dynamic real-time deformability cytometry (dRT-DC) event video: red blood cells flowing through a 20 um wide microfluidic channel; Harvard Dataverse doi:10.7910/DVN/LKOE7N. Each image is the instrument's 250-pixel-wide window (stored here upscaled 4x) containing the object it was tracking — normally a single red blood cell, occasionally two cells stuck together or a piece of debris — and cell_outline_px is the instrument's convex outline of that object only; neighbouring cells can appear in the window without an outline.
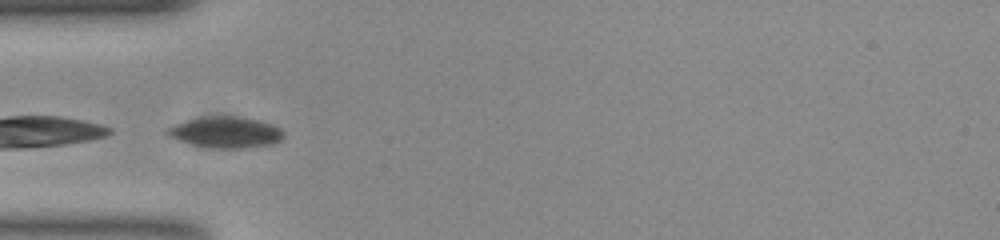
{"species": "common noctule bat (a hibernating species)", "species_latin": "Nyctalus noctula", "temperature_condition": "room temperature", "stored_images_in_passage": 40, "camera_frame_rate_fps": 3000, "um_per_image_px": 0.085, "animal": {"sex": "female", "body_mass_g": 23.0, "forearm_length_mm": 53.4}, "frame": {"image": 1, "passage_image": 1, "time_ms": 0.0, "image_size_px": [1000, 240], "cell_outline_px": [[284, 136], [280, 140], [272, 144], [244, 148], [220, 148], [192, 144], [168, 136], [164, 132], [168, 128], [176, 124], [188, 120], [212, 116], [236, 116], [256, 120], [272, 124], [280, 128], [284, 132]], "centroid_in_image_um": [19.21, 11.24], "position_along_channel_um": 65.8, "area_um2": 20.69}}
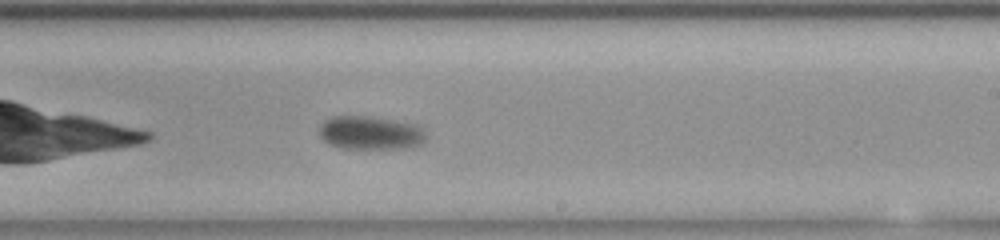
{"frame": {"image": 2, "passage_image": 17, "time_ms": 5.333, "image_size_px": [1000, 240], "cell_outline_px": [[424, 144], [412, 148], [340, 148], [328, 144], [320, 136], [320, 124], [328, 116], [372, 116], [416, 124], [424, 132]], "centroid_in_image_um": [31.46, 11.29], "position_along_channel_um": 257.5, "area_um2": 21.04}}
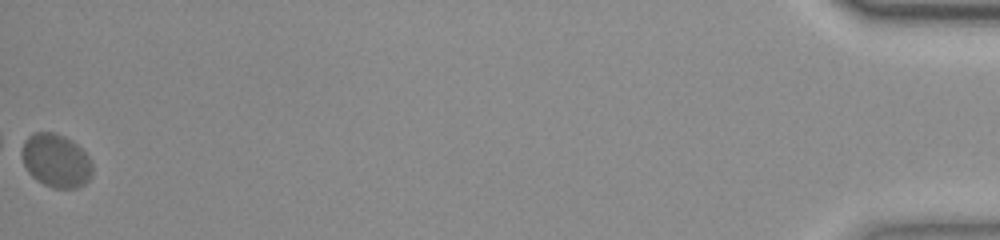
{"frame": {"image": 3, "passage_image": 40, "time_ms": 13.0, "image_size_px": [1000, 240], "cell_outline_px": [[92, 176], [84, 184], [76, 188], [52, 188], [36, 180], [28, 172], [24, 164], [20, 152], [24, 140], [32, 132], [52, 132], [64, 136], [72, 140], [88, 156], [92, 164]], "centroid_in_image_um": [4.74, 13.65], "position_along_channel_um": 430.5, "area_um2": 22.14}, "authors_computed_cell_mechanics": {"area_um2": 21.386, "velocity_mm_per_s": 3.6098, "shape_relaxation_time_tau1_ms": 1.3919, "shape_relaxation_time_tau2_ms": null, "deformation_change_tau1": 0.0543, "deformation_change_tau2": null}}